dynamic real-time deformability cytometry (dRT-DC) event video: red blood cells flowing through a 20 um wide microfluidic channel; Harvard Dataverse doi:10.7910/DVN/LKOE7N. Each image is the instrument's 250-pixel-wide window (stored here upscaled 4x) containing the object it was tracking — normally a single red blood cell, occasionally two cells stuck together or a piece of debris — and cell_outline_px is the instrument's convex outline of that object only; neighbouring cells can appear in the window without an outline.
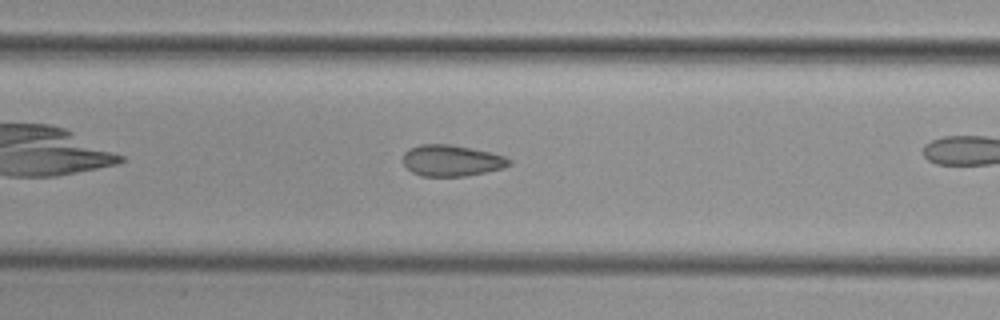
{"species": "common noctule bat (a hibernating species)", "species_latin": "Nyctalus noctula", "temperature_condition": "cold", "stored_images_in_passage": 31, "camera_frame_rate_fps": 3000, "um_per_image_px": 0.085, "animal": {"sex": "female", "body_mass_g": 29.2, "forearm_length_mm": 56.3}, "frame": {"image": 1, "passage_image": 14, "time_ms": 4.333, "image_size_px": [1000, 320], "cell_outline_px": [[512, 164], [504, 168], [464, 176], [420, 176], [412, 172], [404, 164], [404, 152], [408, 148], [420, 144], [448, 144], [472, 148], [492, 152], [504, 156], [512, 160]], "centroid_in_image_um": [38.4, 13.64], "position_along_channel_um": 169.0, "area_um2": 19.42}}